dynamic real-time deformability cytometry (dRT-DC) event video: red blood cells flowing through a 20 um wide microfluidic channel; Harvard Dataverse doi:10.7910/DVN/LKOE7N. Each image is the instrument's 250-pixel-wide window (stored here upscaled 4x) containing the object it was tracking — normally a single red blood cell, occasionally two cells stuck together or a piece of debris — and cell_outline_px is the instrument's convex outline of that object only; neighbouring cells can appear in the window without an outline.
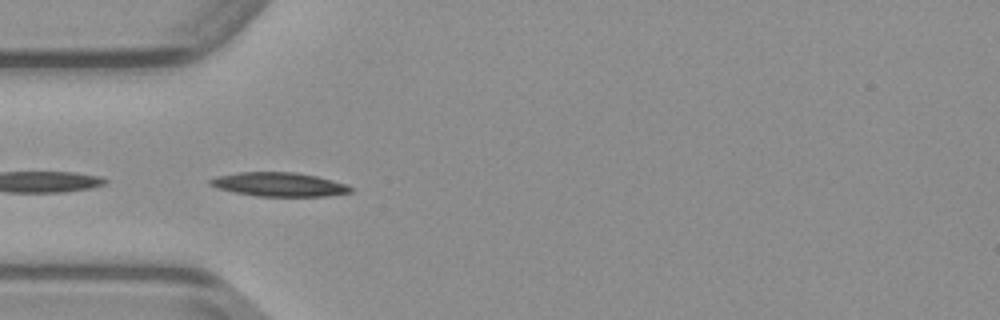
{"species": "common noctule bat (a hibernating species)", "species_latin": "Nyctalus noctula", "temperature_condition": "warm", "stored_images_in_passage": 15, "camera_frame_rate_fps": 3000, "um_per_image_px": 0.085, "animal": {"sex": "male", "body_mass_g": 23.1, "forearm_length_mm": 52.7}, "frame": {"image": 1, "passage_image": 7, "time_ms": 2.0, "image_size_px": [1000, 320], "cell_outline_px": [[352, 192], [328, 196], [256, 196], [216, 188], [208, 184], [208, 180], [220, 176], [240, 172], [296, 172], [316, 176], [348, 184], [352, 188]], "centroid_in_image_um": [23.75, 15.68], "position_along_channel_um": 61.3, "area_um2": 19.54}}